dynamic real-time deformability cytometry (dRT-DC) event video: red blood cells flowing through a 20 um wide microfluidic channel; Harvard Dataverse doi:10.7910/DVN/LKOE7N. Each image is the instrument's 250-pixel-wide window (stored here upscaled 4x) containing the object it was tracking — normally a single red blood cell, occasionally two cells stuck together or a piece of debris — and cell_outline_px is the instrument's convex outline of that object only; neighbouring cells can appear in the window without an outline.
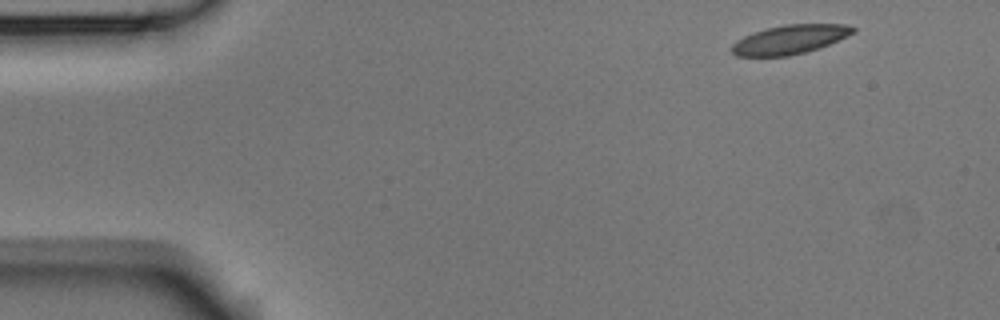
{"species": "Egyptian fruit bat (a non-hibernating species)", "species_latin": "Rousettus aegyptiacus", "temperature_condition": "room temperature", "stored_images_in_passage": 4, "camera_frame_rate_fps": 3000, "um_per_image_px": 0.085, "animal": {"sex": "male"}, "frame": {"image": 1, "passage_image": 1, "time_ms": 0.0, "image_size_px": [1000, 320], "cell_outline_px": [[856, 32], [828, 44], [804, 52], [788, 56], [736, 56], [732, 52], [732, 44], [736, 40], [744, 36], [768, 28], [784, 24], [844, 24], [856, 28]], "centroid_in_image_um": [67.13, 3.35], "position_along_channel_um": 17.9, "area_um2": 20.23}}
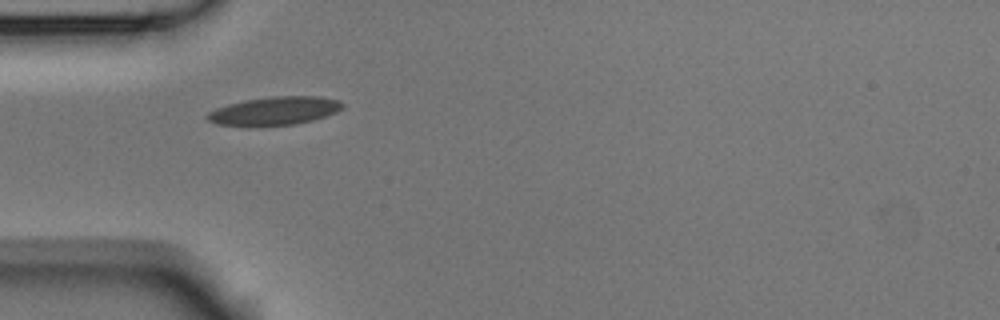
{"frame": {"image": 2, "passage_image": 4, "time_ms": 1.0, "image_size_px": [1000, 320], "cell_outline_px": [[344, 108], [336, 112], [312, 120], [292, 124], [216, 124], [208, 120], [204, 116], [208, 112], [216, 108], [228, 104], [244, 100], [272, 96], [320, 96], [340, 100], [344, 104]], "centroid_in_image_um": [23.38, 9.38], "position_along_channel_um": 61.6, "area_um2": 21.79}}